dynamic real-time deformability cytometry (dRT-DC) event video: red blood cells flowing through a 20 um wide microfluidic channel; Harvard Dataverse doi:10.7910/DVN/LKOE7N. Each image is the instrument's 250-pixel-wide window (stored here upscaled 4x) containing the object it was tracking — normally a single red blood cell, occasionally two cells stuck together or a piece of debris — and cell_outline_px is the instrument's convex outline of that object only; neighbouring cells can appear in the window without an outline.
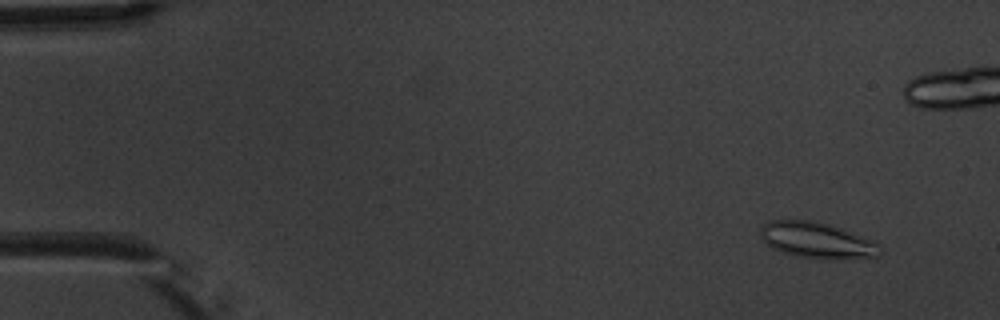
{"species": "common noctule bat (a hibernating species)", "species_latin": "Nyctalus noctula", "temperature_condition": "warm", "stored_images_in_passage": 7, "camera_frame_rate_fps": 3000, "um_per_image_px": 0.085, "animal": {"sex": "male", "body_mass_g": 20.1, "forearm_length_mm": 53.5}, "frame": {"image": 1, "passage_image": 1, "time_ms": 0.0, "image_size_px": [1000, 320], "cell_outline_px": [[880, 256], [828, 260], [820, 260], [800, 256], [784, 252], [772, 248], [760, 236], [760, 228], [768, 220], [812, 220], [828, 224], [840, 228], [872, 240], [876, 244], [880, 252]], "centroid_in_image_um": [69.4, 20.43], "position_along_channel_um": 15.6, "area_um2": 24.85}}
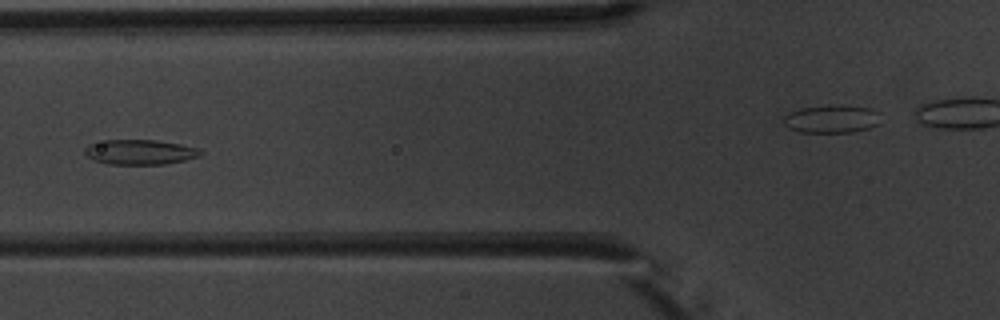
{"frame": {"image": 2, "passage_image": 6, "time_ms": 5.667, "image_size_px": [1000, 320], "cell_outline_px": [[204, 152], [200, 156], [184, 160], [164, 164], [108, 164], [92, 160], [84, 152], [84, 148], [88, 144], [104, 140], [156, 140], [180, 144], [200, 148]], "centroid_in_image_um": [11.89, 12.92], "position_along_channel_um": 113.9, "area_um2": 16.94}}